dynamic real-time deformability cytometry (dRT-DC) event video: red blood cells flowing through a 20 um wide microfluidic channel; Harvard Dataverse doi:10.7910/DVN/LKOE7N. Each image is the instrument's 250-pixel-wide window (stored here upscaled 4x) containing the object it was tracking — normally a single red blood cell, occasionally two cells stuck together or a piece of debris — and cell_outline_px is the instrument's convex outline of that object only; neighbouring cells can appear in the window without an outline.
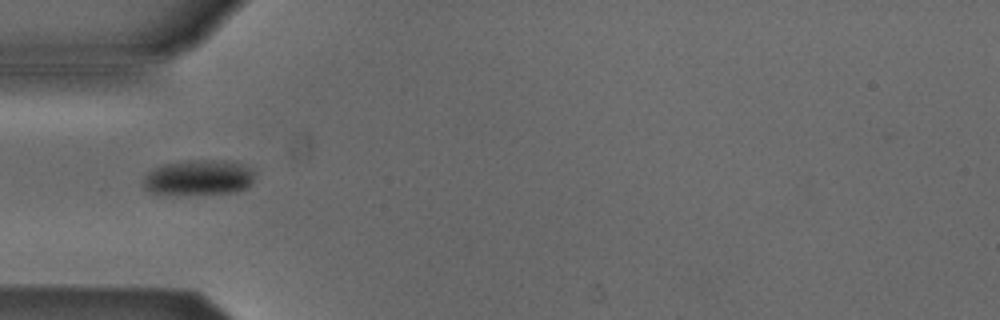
{"species": "Egyptian fruit bat (a non-hibernating species)", "species_latin": "Rousettus aegyptiacus", "temperature_condition": "cold", "stored_images_in_passage": 6, "camera_frame_rate_fps": 3000, "um_per_image_px": 0.085, "animal": {"sex": "male"}, "frame": {"image": 1, "passage_image": 5, "time_ms": 5.333, "image_size_px": [1000, 320], "cell_outline_px": [[256, 172], [248, 188], [232, 192], [148, 192], [140, 184], [144, 176], [152, 168], [160, 164], [184, 160], [236, 160], [252, 168]], "centroid_in_image_um": [16.9, 15.02], "position_along_channel_um": 68.1, "area_um2": 22.95}}